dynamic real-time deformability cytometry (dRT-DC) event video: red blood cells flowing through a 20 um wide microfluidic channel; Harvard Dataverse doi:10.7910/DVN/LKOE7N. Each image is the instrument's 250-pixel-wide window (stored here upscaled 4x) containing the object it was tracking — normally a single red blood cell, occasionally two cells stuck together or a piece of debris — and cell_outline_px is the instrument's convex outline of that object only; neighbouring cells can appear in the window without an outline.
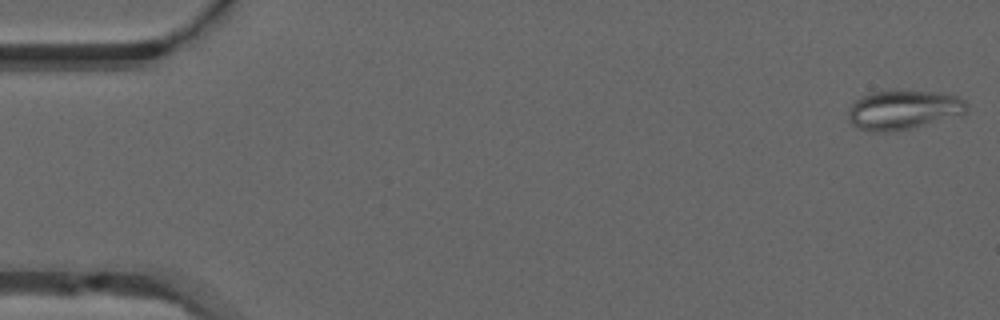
{"species": "common noctule bat (a hibernating species)", "species_latin": "Nyctalus noctula", "temperature_condition": "warm", "stored_images_in_passage": 51, "camera_frame_rate_fps": 3000, "um_per_image_px": 0.085, "animal": {"sex": "male", "forearm_length_mm": 52.5}, "frame": {"image": 1, "passage_image": 1, "time_ms": 0.0, "image_size_px": [1000, 320], "cell_outline_px": [[968, 112], [964, 116], [912, 128], [884, 132], [868, 132], [852, 124], [848, 120], [848, 108], [860, 96], [872, 92], [892, 88], [936, 92], [956, 96], [964, 100], [968, 104]], "centroid_in_image_um": [76.82, 9.31], "position_along_channel_um": 8.2, "area_um2": 28.21}}
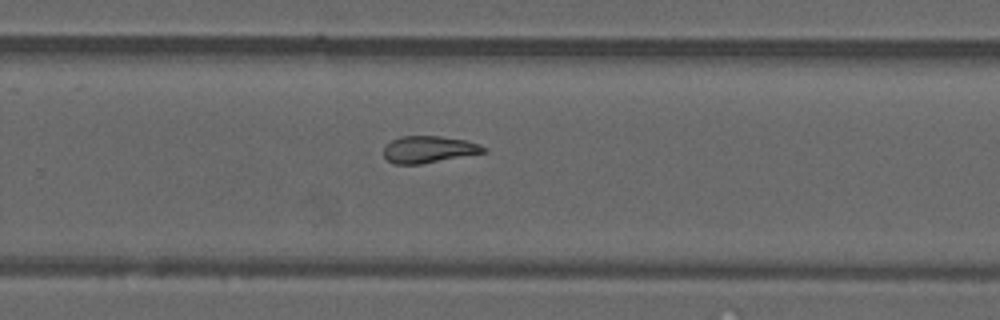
{"frame": {"image": 2, "passage_image": 33, "time_ms": 10.667, "image_size_px": [1000, 320], "cell_outline_px": [[488, 152], [420, 164], [392, 164], [384, 156], [384, 148], [392, 140], [400, 136], [440, 136], [464, 140], [480, 144], [488, 148]], "centroid_in_image_um": [36.47, 12.7], "position_along_channel_um": 293.3, "area_um2": 15.66}}
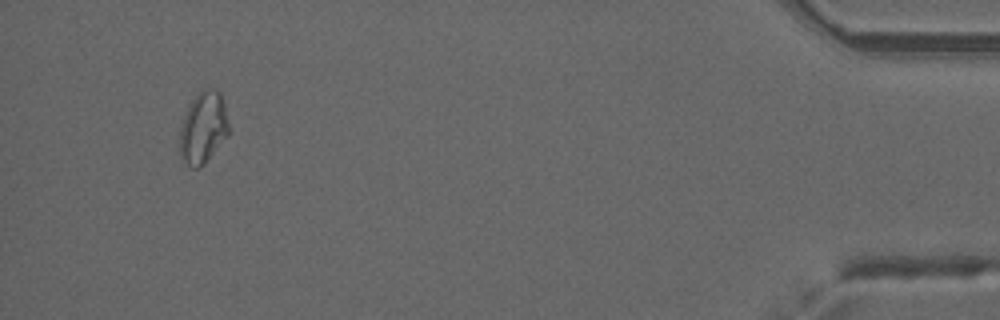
{"frame": {"image": 3, "passage_image": 48, "time_ms": 15.667, "image_size_px": [1000, 320], "cell_outline_px": [[228, 136], [204, 164], [200, 168], [192, 168], [180, 156], [180, 128], [188, 104], [204, 88], [216, 88], [220, 92], [224, 104], [228, 124]], "centroid_in_image_um": [17.27, 10.85], "position_along_channel_um": 417.9, "area_um2": 20.4}, "authors_computed_cell_mechanics": {"area_um2": 18.0914, "velocity_mm_per_s": 3.9949, "shape_relaxation_time_tau1_ms": null, "shape_relaxation_time_tau2_ms": 8.1802, "deformation_change_tau1": null, "deformation_change_tau2": 0.1595}}